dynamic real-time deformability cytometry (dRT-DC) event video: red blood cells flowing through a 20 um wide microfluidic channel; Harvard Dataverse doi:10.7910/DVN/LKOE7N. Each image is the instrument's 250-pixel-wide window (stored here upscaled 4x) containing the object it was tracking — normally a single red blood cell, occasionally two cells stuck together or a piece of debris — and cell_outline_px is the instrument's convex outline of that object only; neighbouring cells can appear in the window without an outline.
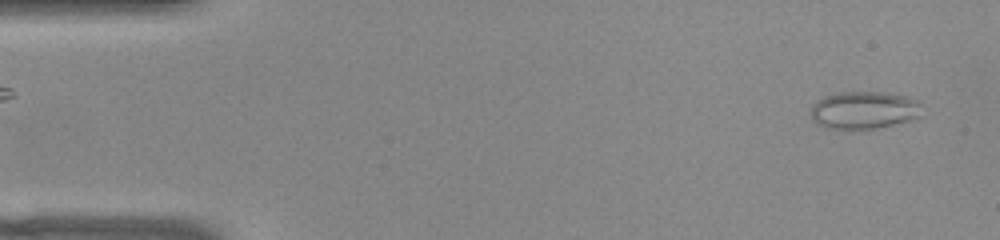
{"species": "common noctule bat (a hibernating species)", "species_latin": "Nyctalus noctula", "temperature_condition": "warm", "stored_images_in_passage": 51, "camera_frame_rate_fps": 3000, "um_per_image_px": 0.085, "animal": {"sex": "female", "body_mass_g": 22.0, "forearm_length_mm": 56.7}, "frame": {"image": 1, "passage_image": 2, "time_ms": 0.333, "image_size_px": [1000, 240], "cell_outline_px": [[924, 116], [912, 120], [872, 128], [824, 128], [812, 120], [812, 104], [816, 100], [824, 96], [836, 92], [888, 92], [908, 96], [920, 100]], "centroid_in_image_um": [73.5, 9.33], "position_along_channel_um": 11.5, "area_um2": 24.68}}
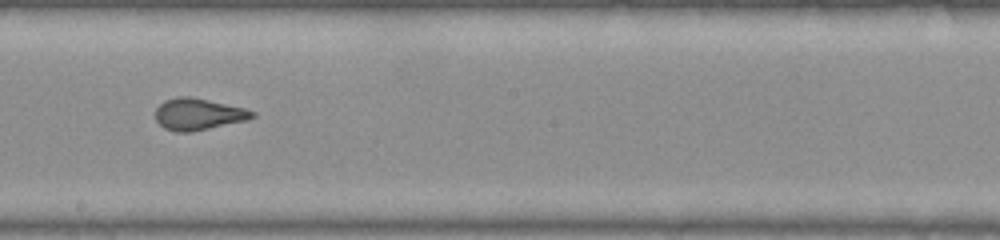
{"frame": {"image": 2, "passage_image": 28, "time_ms": 9.0, "image_size_px": [1000, 240], "cell_outline_px": [[256, 116], [248, 120], [192, 132], [176, 132], [164, 128], [156, 120], [156, 108], [164, 100], [176, 96], [188, 96], [208, 100], [244, 108], [256, 112]], "centroid_in_image_um": [16.86, 9.71], "position_along_channel_um": 231.3, "area_um2": 17.92}}
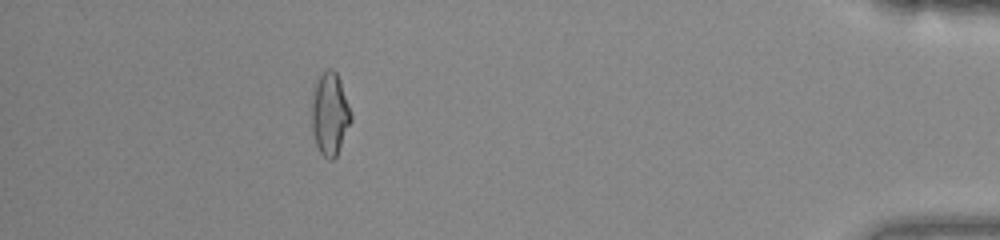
{"frame": {"image": 3, "passage_image": 46, "time_ms": 15.0, "image_size_px": [1000, 240], "cell_outline_px": [[352, 120], [336, 156], [332, 160], [328, 160], [320, 152], [316, 144], [312, 132], [312, 100], [316, 84], [320, 76], [328, 68], [332, 68], [336, 72], [340, 80], [352, 116]], "centroid_in_image_um": [28.04, 9.71], "position_along_channel_um": 407.2, "area_um2": 18.61}, "authors_computed_cell_mechanics": {"area_um2": 18.6116, "velocity_mm_per_s": 3.8783, "shape_relaxation_time_tau1_ms": null, "shape_relaxation_time_tau2_ms": 0.6859, "deformation_change_tau1": null, "deformation_change_tau2": 0.0635}}